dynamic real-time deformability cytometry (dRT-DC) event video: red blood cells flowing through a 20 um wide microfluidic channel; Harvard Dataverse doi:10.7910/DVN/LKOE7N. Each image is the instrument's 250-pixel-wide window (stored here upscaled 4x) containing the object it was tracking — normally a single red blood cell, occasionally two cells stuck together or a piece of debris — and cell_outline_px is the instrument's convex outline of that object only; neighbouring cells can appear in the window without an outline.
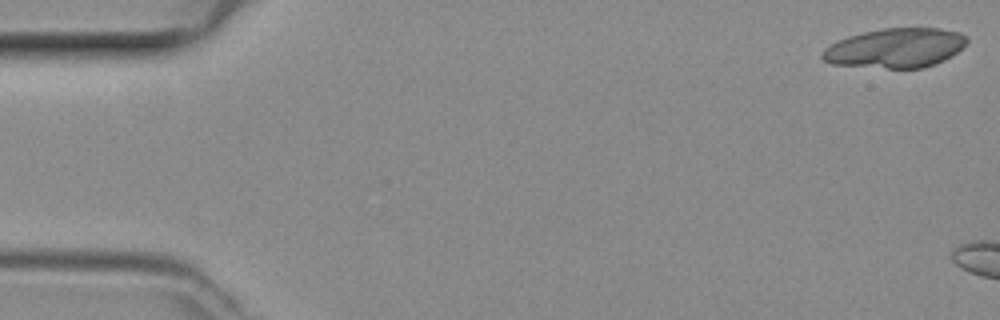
{"species": "common noctule bat (a hibernating species)", "species_latin": "Nyctalus noctula", "temperature_condition": "room temperature", "stored_images_in_passage": 14, "camera_frame_rate_fps": 3000, "um_per_image_px": 0.085, "animal": {"sex": "female", "body_mass_g": 29.2, "forearm_length_mm": 56.3}, "frame": {"image": 1, "passage_image": 1, "time_ms": 0.0, "image_size_px": [1000, 320], "cell_outline_px": [[968, 40], [952, 56], [944, 60], [924, 68], [888, 68], [832, 64], [824, 60], [820, 56], [820, 52], [824, 48], [848, 36], [864, 32], [884, 28], [936, 28], [960, 32], [968, 36]], "centroid_in_image_um": [76.11, 4.08], "position_along_channel_um": 8.9, "area_um2": 33.12}}